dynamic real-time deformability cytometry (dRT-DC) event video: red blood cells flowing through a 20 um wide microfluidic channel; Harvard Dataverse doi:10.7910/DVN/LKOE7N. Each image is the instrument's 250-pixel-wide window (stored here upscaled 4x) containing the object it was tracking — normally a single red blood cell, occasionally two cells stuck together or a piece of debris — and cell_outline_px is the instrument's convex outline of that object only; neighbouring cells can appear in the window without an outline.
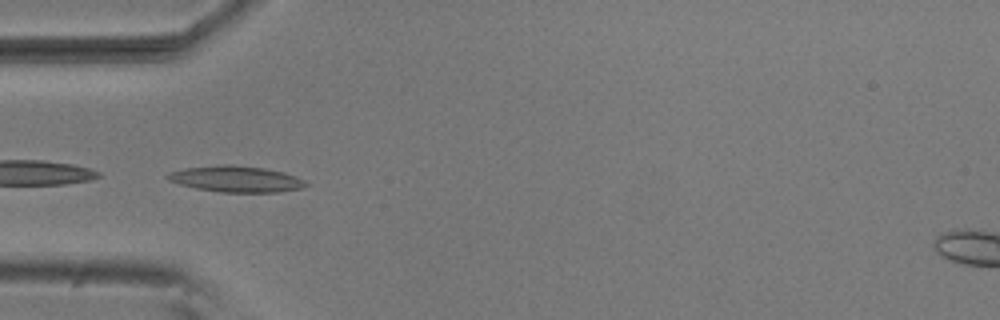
{"species": "common noctule bat (a hibernating species)", "species_latin": "Nyctalus noctula", "temperature_condition": "room temperature", "stored_images_in_passage": 7, "camera_frame_rate_fps": 3000, "um_per_image_px": 0.085, "animal": {"sex": "male", "body_mass_g": 20.5, "forearm_length_mm": 52.5}, "frame": {"image": 1, "passage_image": 5, "time_ms": 1.333, "image_size_px": [1000, 320], "cell_outline_px": [[308, 184], [304, 188], [280, 192], [220, 192], [196, 188], [180, 184], [168, 180], [164, 176], [168, 172], [184, 168], [220, 164], [228, 164], [264, 168], [284, 172], [296, 176], [304, 180]], "centroid_in_image_um": [20.06, 15.21], "position_along_channel_um": 64.9, "area_um2": 21.21}}
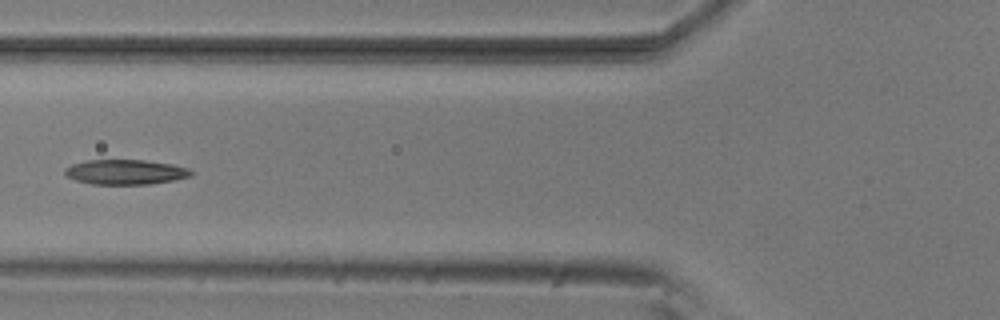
{"frame": {"image": 2, "passage_image": 6, "time_ms": 1.667, "image_size_px": [1000, 320], "cell_outline_px": [[196, 172], [192, 176], [172, 180], [148, 184], [92, 184], [76, 180], [68, 176], [64, 172], [64, 168], [72, 164], [88, 160], [144, 160], [172, 164], [188, 168]], "centroid_in_image_um": [10.69, 14.62], "position_along_channel_um": 115.1, "area_um2": 18.26}}
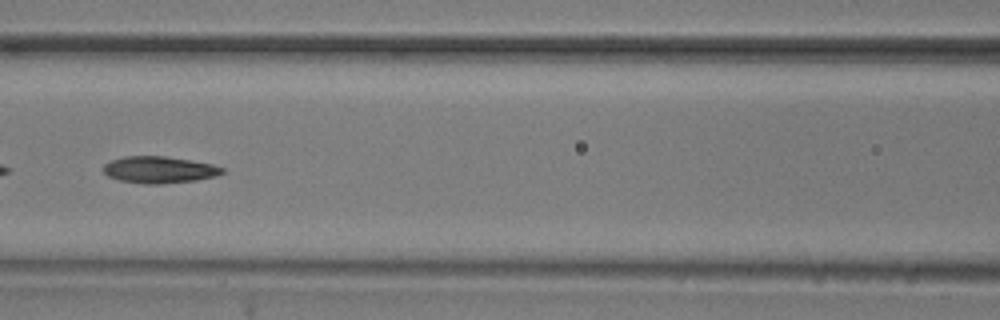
{"frame": {"image": 3, "passage_image": 7, "time_ms": 2.0, "image_size_px": [1000, 320], "cell_outline_px": [[224, 172], [216, 176], [196, 180], [160, 184], [144, 184], [120, 180], [108, 176], [104, 172], [104, 164], [112, 160], [124, 156], [164, 156], [212, 164], [224, 168]], "centroid_in_image_um": [13.53, 14.43], "position_along_channel_um": 153.1, "area_um2": 18.38}}